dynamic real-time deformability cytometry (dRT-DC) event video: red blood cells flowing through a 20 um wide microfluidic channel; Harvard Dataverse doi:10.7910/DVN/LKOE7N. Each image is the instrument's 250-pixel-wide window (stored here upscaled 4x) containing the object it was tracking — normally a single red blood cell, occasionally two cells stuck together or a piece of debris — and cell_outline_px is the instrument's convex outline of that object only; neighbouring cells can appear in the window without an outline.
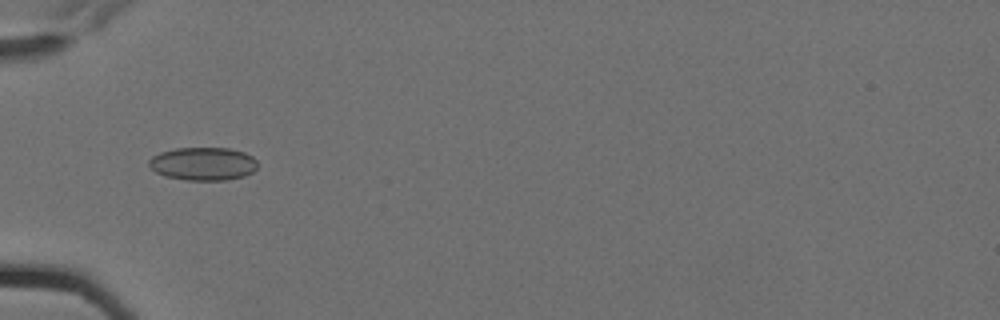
{"species": "Egyptian fruit bat (a non-hibernating species)", "species_latin": "Rousettus aegyptiacus", "temperature_condition": "cold", "stored_images_in_passage": 9, "camera_frame_rate_fps": 3000, "um_per_image_px": 0.085, "animal": {"sex": "female"}, "frame": {"image": 1, "passage_image": 5, "time_ms": 1.333, "image_size_px": [1000, 320], "cell_outline_px": [[256, 168], [252, 172], [244, 176], [228, 180], [188, 180], [164, 176], [156, 172], [148, 164], [148, 160], [152, 156], [160, 152], [176, 148], [228, 148], [244, 152], [252, 156], [256, 160]], "centroid_in_image_um": [17.25, 13.92], "position_along_channel_um": 67.7, "area_um2": 20.98}}